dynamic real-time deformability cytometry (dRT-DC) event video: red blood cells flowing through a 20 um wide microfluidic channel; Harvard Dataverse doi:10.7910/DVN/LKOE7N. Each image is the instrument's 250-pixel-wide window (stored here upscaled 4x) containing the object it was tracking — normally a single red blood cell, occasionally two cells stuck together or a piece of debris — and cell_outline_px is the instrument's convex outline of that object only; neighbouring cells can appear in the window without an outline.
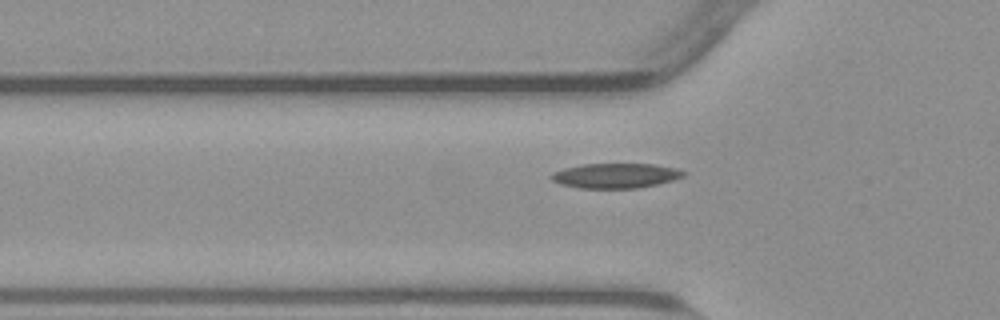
{"species": "common noctule bat (a hibernating species)", "species_latin": "Nyctalus noctula", "temperature_condition": "warm", "stored_images_in_passage": 39, "camera_frame_rate_fps": 3000, "um_per_image_px": 0.085, "animal": {"sex": "male", "body_mass_g": 23.1, "forearm_length_mm": 52.7}, "frame": {"image": 1, "passage_image": 9, "time_ms": 2.667, "image_size_px": [1000, 320], "cell_outline_px": [[688, 172], [684, 176], [672, 180], [656, 184], [636, 188], [580, 188], [560, 184], [552, 180], [548, 176], [552, 172], [564, 168], [580, 164], [652, 164], [680, 168]], "centroid_in_image_um": [52.32, 14.92], "position_along_channel_um": 73.5, "area_um2": 19.31}}
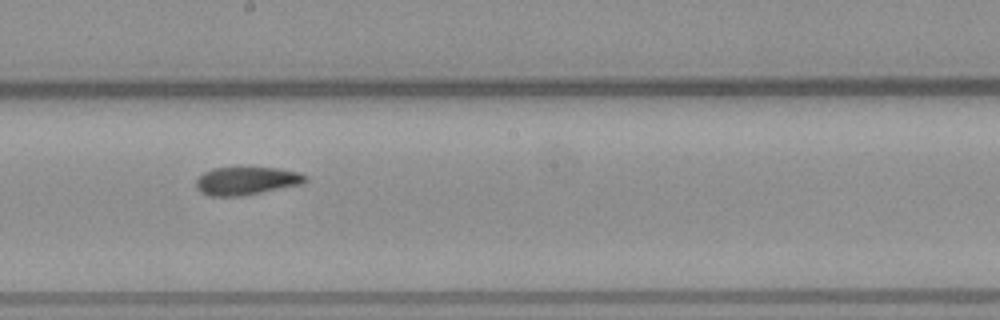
{"frame": {"image": 2, "passage_image": 21, "time_ms": 6.667, "image_size_px": [1000, 320], "cell_outline_px": [[308, 180], [304, 184], [260, 192], [236, 196], [212, 196], [200, 192], [196, 188], [196, 180], [204, 172], [212, 168], [280, 168], [300, 172], [308, 176]], "centroid_in_image_um": [20.99, 15.36], "position_along_channel_um": 227.2, "area_um2": 17.8}}
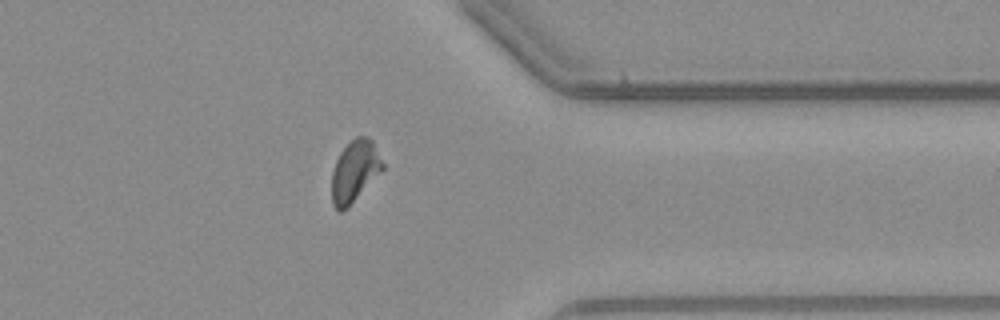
{"frame": {"image": 3, "passage_image": 34, "time_ms": 11.0, "image_size_px": [1000, 320], "cell_outline_px": [[384, 168], [348, 208], [340, 212], [332, 204], [332, 172], [336, 160], [340, 152], [356, 136], [364, 136], [372, 140], [384, 164]], "centroid_in_image_um": [30.14, 14.57], "position_along_channel_um": 381.3, "area_um2": 18.09}}